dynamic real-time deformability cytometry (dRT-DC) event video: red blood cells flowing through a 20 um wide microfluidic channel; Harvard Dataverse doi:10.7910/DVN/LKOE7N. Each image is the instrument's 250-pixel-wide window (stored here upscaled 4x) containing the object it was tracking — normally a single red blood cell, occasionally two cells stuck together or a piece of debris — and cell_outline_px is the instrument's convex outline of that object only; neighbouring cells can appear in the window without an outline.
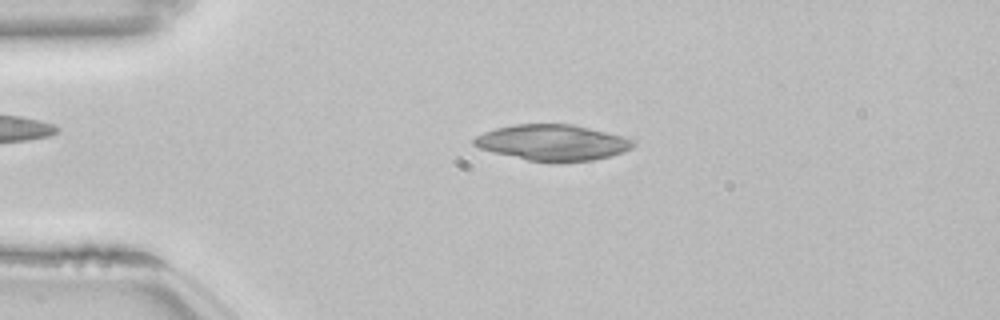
{"species": "common noctule bat (a hibernating species)", "species_latin": "Nyctalus noctula", "temperature_condition": "room temperature", "stored_images_in_passage": 52, "camera_frame_rate_fps": 3000, "um_per_image_px": 0.085, "animal": {"sex": "female", "body_mass_g": 22.7, "forearm_length_mm": 54.2}, "frame": {"image": 1, "passage_image": 11, "time_ms": 3.333, "image_size_px": [1000, 320], "cell_outline_px": [[636, 144], [632, 148], [608, 156], [592, 160], [556, 164], [528, 160], [492, 152], [480, 148], [472, 144], [472, 140], [476, 136], [484, 132], [496, 128], [516, 124], [572, 124], [620, 136], [632, 140]], "centroid_in_image_um": [46.91, 12.14], "position_along_channel_um": 38.1, "area_um2": 33.23}}